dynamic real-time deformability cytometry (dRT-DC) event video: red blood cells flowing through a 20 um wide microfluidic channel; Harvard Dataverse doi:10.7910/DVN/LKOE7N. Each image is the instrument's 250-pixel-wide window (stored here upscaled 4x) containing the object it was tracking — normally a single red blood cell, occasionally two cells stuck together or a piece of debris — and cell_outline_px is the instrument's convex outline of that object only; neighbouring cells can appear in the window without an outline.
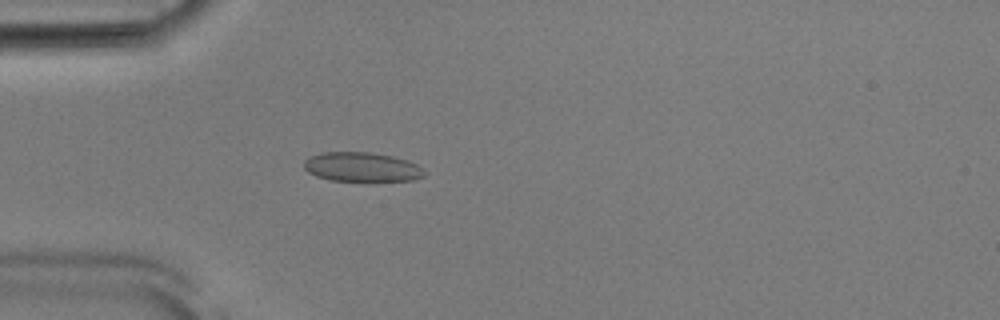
{"species": "Egyptian fruit bat (a non-hibernating species)", "species_latin": "Rousettus aegyptiacus", "temperature_condition": "room temperature", "stored_images_in_passage": 43, "camera_frame_rate_fps": 3000, "um_per_image_px": 0.085, "animal": {"sex": "male"}, "frame": {"image": 1, "passage_image": 6, "time_ms": 1.667, "image_size_px": [1000, 320], "cell_outline_px": [[428, 172], [424, 176], [412, 180], [328, 180], [316, 176], [308, 172], [304, 168], [304, 160], [312, 156], [324, 152], [368, 152], [392, 156], [408, 160], [424, 168]], "centroid_in_image_um": [30.78, 14.19], "position_along_channel_um": 54.2, "area_um2": 20.46}}
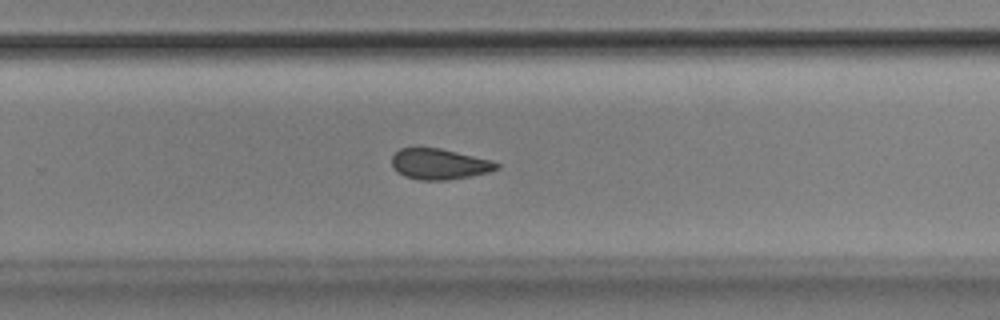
{"frame": {"image": 2, "passage_image": 25, "time_ms": 8.0, "image_size_px": [1000, 320], "cell_outline_px": [[500, 168], [488, 172], [468, 176], [444, 180], [420, 180], [404, 176], [396, 172], [392, 168], [392, 156], [400, 148], [440, 148], [492, 160], [500, 164]], "centroid_in_image_um": [37.32, 13.94], "position_along_channel_um": 292.5, "area_um2": 18.73}}
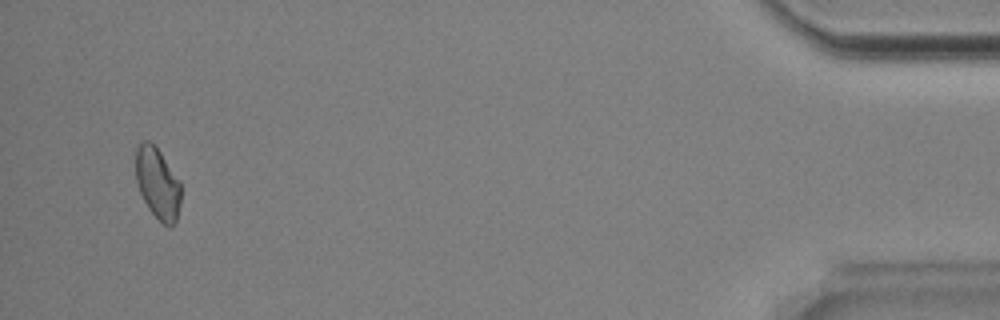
{"frame": {"image": 3, "passage_image": 41, "time_ms": 13.333, "image_size_px": [1000, 320], "cell_outline_px": [[180, 204], [176, 220], [168, 228], [148, 208], [140, 192], [136, 180], [136, 144], [144, 140], [148, 140], [160, 152], [180, 180]], "centroid_in_image_um": [13.39, 15.56], "position_along_channel_um": 421.8, "area_um2": 18.61}, "authors_computed_cell_mechanics": {"area_um2": 19.5364, "velocity_mm_per_s": 3.8876, "shape_relaxation_time_tau1_ms": 6.0145, "shape_relaxation_time_tau2_ms": 2.1778, "deformation_change_tau1": 0.0992, "deformation_change_tau2": 0.0723}}